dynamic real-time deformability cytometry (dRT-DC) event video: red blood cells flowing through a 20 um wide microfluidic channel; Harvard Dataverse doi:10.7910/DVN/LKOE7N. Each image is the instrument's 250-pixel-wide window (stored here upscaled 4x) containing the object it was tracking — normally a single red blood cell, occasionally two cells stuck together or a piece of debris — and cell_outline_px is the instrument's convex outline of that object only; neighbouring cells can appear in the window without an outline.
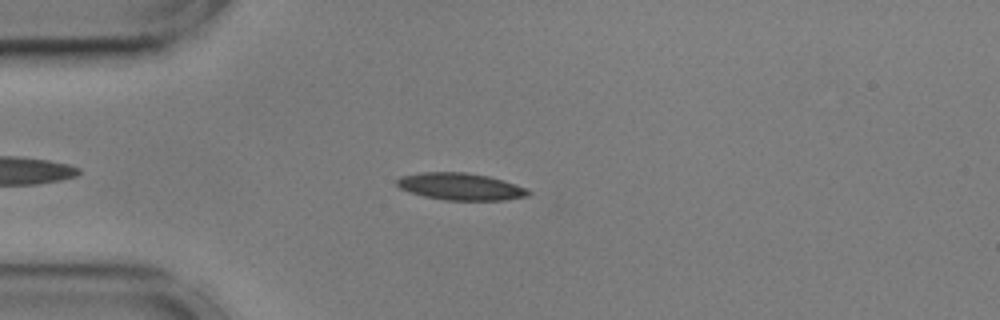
{"species": "common noctule bat (a hibernating species)", "species_latin": "Nyctalus noctula", "temperature_condition": "cold", "stored_images_in_passage": 31, "camera_frame_rate_fps": 3000, "um_per_image_px": 0.085, "animal": {"sex": "male", "body_mass_g": 17.9, "forearm_length_mm": 54.2}, "frame": {"image": 1, "passage_image": 1, "time_ms": 0.0, "image_size_px": [1000, 320], "cell_outline_px": [[532, 192], [528, 196], [504, 200], [444, 200], [424, 196], [408, 192], [400, 188], [396, 184], [396, 180], [400, 176], [424, 172], [464, 172], [488, 176], [516, 184]], "centroid_in_image_um": [39.12, 15.86], "position_along_channel_um": 45.9, "area_um2": 20.69}}
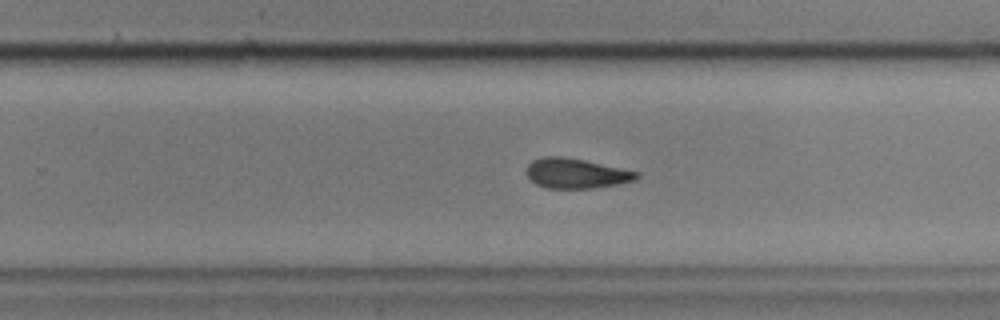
{"frame": {"image": 2, "passage_image": 22, "time_ms": 7.0, "image_size_px": [1000, 320], "cell_outline_px": [[640, 176], [632, 180], [616, 184], [592, 188], [544, 188], [536, 184], [528, 176], [528, 164], [532, 160], [544, 156], [564, 156], [584, 160], [640, 172]], "centroid_in_image_um": [48.95, 14.73], "position_along_channel_um": 280.8, "area_um2": 19.02}}
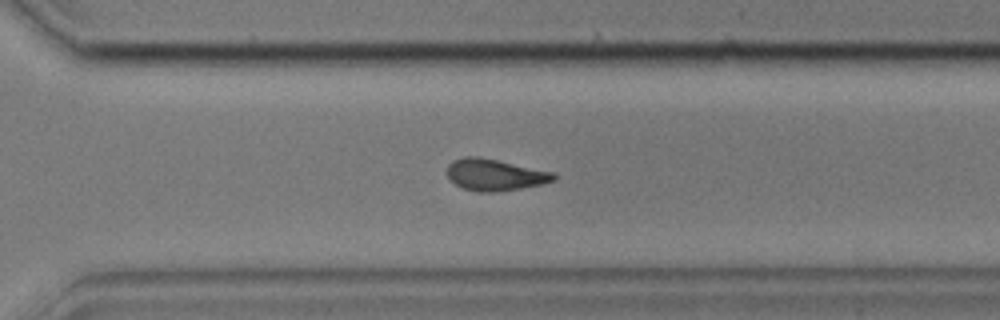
{"frame": {"image": 3, "passage_image": 26, "time_ms": 8.333, "image_size_px": [1000, 320], "cell_outline_px": [[556, 180], [540, 184], [520, 188], [496, 192], [480, 192], [464, 188], [456, 184], [448, 176], [448, 164], [452, 160], [464, 156], [480, 156], [556, 172]], "centroid_in_image_um": [42.09, 14.83], "position_along_channel_um": 328.5, "area_um2": 19.71}, "authors_computed_cell_mechanics": {"area_um2": 20.3456, "velocity_mm_per_s": 3.5811, "shape_relaxation_time_tau1_ms": 4.9186, "shape_relaxation_time_tau2_ms": 4.0742, "deformation_change_tau1": 0.1397, "deformation_change_tau2": 0.1254}}